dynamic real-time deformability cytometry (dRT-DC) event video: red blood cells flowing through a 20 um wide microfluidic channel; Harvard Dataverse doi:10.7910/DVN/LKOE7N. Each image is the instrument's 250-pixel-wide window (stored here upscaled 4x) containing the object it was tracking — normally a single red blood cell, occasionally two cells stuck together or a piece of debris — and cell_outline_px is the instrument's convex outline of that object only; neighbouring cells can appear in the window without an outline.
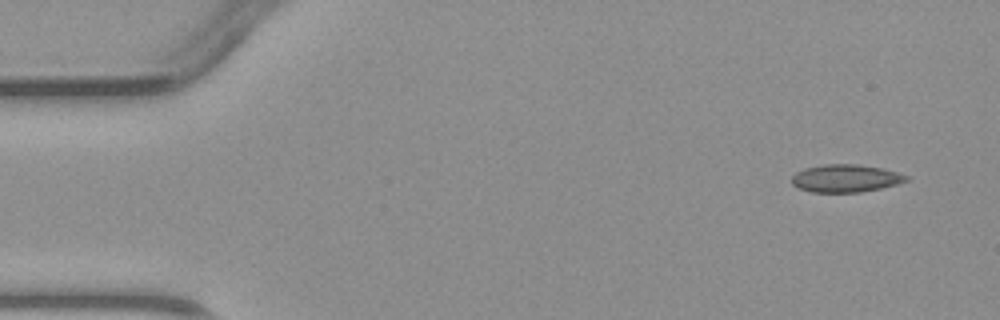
{"species": "common noctule bat (a hibernating species)", "species_latin": "Nyctalus noctula", "temperature_condition": "warm", "stored_images_in_passage": 4, "camera_frame_rate_fps": 3000, "um_per_image_px": 0.085, "animal": {"sex": "male", "body_mass_g": 23.1, "forearm_length_mm": 52.7}, "frame": {"image": 1, "passage_image": 1, "time_ms": 0.0, "image_size_px": [1000, 320], "cell_outline_px": [[908, 180], [896, 184], [880, 188], [860, 192], [812, 192], [800, 188], [792, 184], [792, 176], [796, 172], [804, 168], [824, 164], [856, 164], [880, 168], [896, 172], [908, 176]], "centroid_in_image_um": [71.84, 15.15], "position_along_channel_um": 13.2, "area_um2": 18.26}}
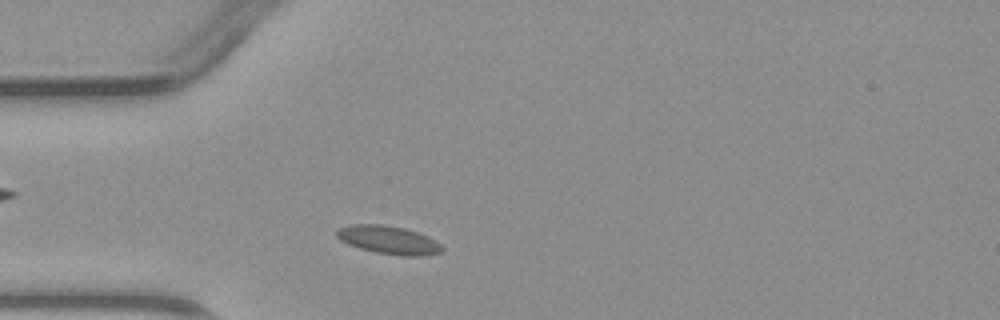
{"frame": {"image": 2, "passage_image": 4, "time_ms": 4.333, "image_size_px": [1000, 320], "cell_outline_px": [[444, 248], [440, 252], [424, 256], [400, 256], [376, 252], [360, 248], [348, 244], [340, 240], [336, 236], [336, 228], [352, 224], [384, 224], [404, 228], [428, 236], [436, 240]], "centroid_in_image_um": [33.02, 20.39], "position_along_channel_um": 52.0, "area_um2": 17.46}}